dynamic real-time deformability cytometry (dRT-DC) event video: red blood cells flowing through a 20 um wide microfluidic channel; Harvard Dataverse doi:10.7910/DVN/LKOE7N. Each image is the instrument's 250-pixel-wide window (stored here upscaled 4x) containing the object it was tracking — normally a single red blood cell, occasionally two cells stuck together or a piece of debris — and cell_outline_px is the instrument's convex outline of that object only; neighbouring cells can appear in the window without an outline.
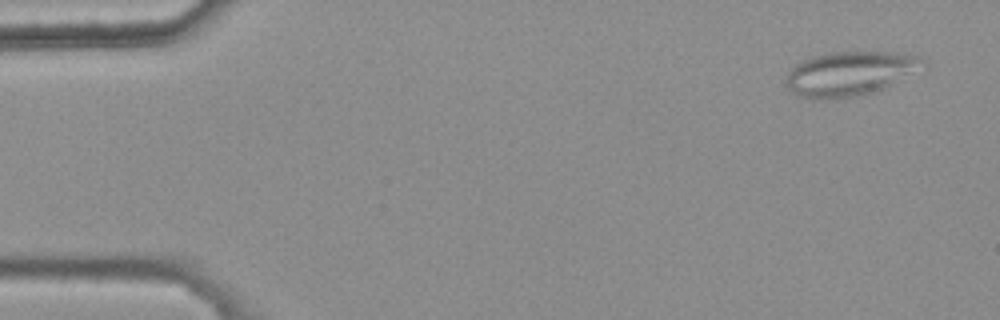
{"species": "common noctule bat (a hibernating species)", "species_latin": "Nyctalus noctula", "temperature_condition": "warm", "stored_images_in_passage": 4, "camera_frame_rate_fps": 3000, "um_per_image_px": 0.085, "animal": {"sex": "female", "body_mass_g": 25.1}, "frame": {"image": 1, "passage_image": 1, "time_ms": 0.0, "image_size_px": [1000, 320], "cell_outline_px": [[928, 68], [884, 88], [856, 96], [804, 96], [792, 92], [784, 84], [784, 76], [800, 60], [812, 56], [832, 52], [900, 52], [924, 56], [928, 60]], "centroid_in_image_um": [72.38, 6.18], "position_along_channel_um": 12.6, "area_um2": 35.43}}